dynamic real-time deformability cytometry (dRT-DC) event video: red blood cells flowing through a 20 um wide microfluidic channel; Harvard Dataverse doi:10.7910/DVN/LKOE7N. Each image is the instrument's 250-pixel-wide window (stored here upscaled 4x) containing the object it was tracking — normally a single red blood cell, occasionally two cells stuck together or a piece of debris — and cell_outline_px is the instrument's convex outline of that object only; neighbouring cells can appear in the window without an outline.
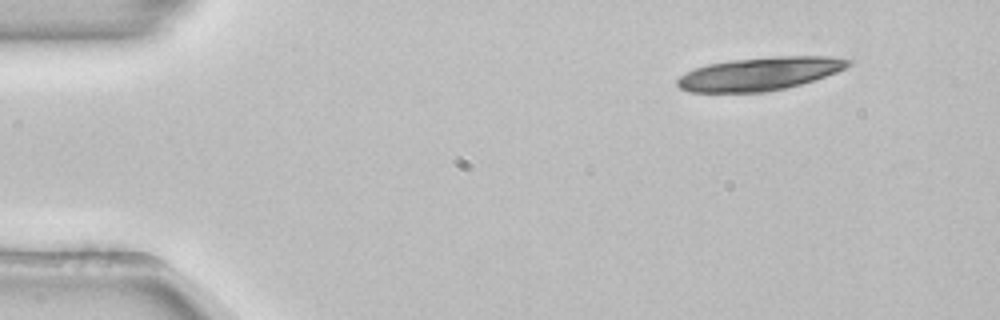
{"species": "common noctule bat (a hibernating species)", "species_latin": "Nyctalus noctula", "temperature_condition": "room temperature", "stored_images_in_passage": 13, "camera_frame_rate_fps": 3000, "um_per_image_px": 0.085, "animal": {"sex": "female", "body_mass_g": 22.7, "forearm_length_mm": 54.2}, "frame": {"image": 1, "passage_image": 1, "time_ms": 0.0, "image_size_px": [1000, 320], "cell_outline_px": [[852, 64], [836, 72], [800, 84], [768, 92], [688, 92], [680, 88], [676, 84], [676, 80], [680, 76], [696, 68], [708, 64], [728, 60], [772, 56], [828, 56], [852, 60]], "centroid_in_image_um": [64.55, 6.26], "position_along_channel_um": 20.4, "area_um2": 32.95}}